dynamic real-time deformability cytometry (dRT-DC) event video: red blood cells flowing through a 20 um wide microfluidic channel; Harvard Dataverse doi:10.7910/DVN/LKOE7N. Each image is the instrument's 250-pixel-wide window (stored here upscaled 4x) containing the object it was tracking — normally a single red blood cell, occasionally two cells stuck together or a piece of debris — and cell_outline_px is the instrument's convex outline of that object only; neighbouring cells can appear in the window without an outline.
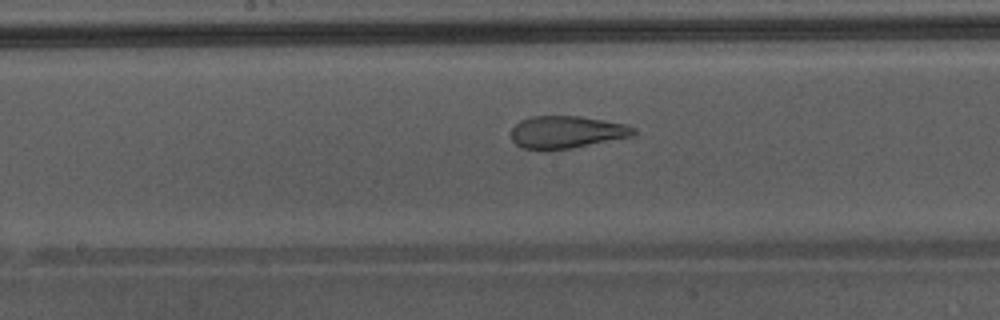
{"species": "Egyptian fruit bat (a non-hibernating species)", "species_latin": "Rousettus aegyptiacus", "temperature_condition": "warm", "stored_images_in_passage": 25, "camera_frame_rate_fps": 3000, "um_per_image_px": 0.085, "animal": {"sex": "male"}, "frame": {"image": 1, "passage_image": 11, "time_ms": 3.333, "image_size_px": [1000, 320], "cell_outline_px": [[636, 132], [632, 136], [572, 148], [544, 152], [520, 148], [512, 140], [512, 128], [520, 120], [532, 116], [580, 116], [624, 124], [636, 128]], "centroid_in_image_um": [48.1, 11.25], "position_along_channel_um": 200.1, "area_um2": 23.41}}
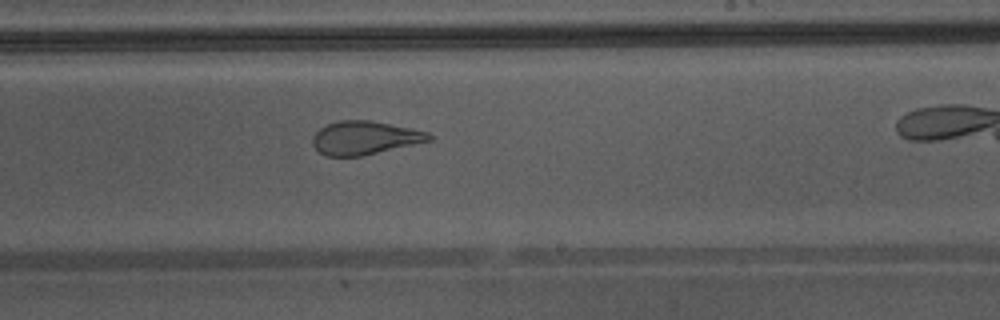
{"frame": {"image": 2, "passage_image": 15, "time_ms": 4.667, "image_size_px": [1000, 320], "cell_outline_px": [[432, 140], [364, 156], [328, 156], [320, 152], [312, 144], [312, 136], [320, 128], [328, 124], [340, 120], [372, 120], [412, 128], [428, 132], [432, 136]], "centroid_in_image_um": [31.01, 11.71], "position_along_channel_um": 258.0, "area_um2": 22.77}}